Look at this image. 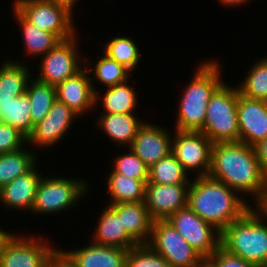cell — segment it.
I'll list each match as a JSON object with an SVG mask.
<instances>
[{
	"mask_svg": "<svg viewBox=\"0 0 267 267\" xmlns=\"http://www.w3.org/2000/svg\"><path fill=\"white\" fill-rule=\"evenodd\" d=\"M46 267H79L74 259L59 246L50 254Z\"/></svg>",
	"mask_w": 267,
	"mask_h": 267,
	"instance_id": "74e56055",
	"label": "cell"
},
{
	"mask_svg": "<svg viewBox=\"0 0 267 267\" xmlns=\"http://www.w3.org/2000/svg\"><path fill=\"white\" fill-rule=\"evenodd\" d=\"M108 205L121 217L122 227L138 244L149 242L154 220L144 201Z\"/></svg>",
	"mask_w": 267,
	"mask_h": 267,
	"instance_id": "7402d4cb",
	"label": "cell"
},
{
	"mask_svg": "<svg viewBox=\"0 0 267 267\" xmlns=\"http://www.w3.org/2000/svg\"><path fill=\"white\" fill-rule=\"evenodd\" d=\"M12 6L37 28L66 40L78 33L75 16L67 7L44 0H13ZM76 25V26H75Z\"/></svg>",
	"mask_w": 267,
	"mask_h": 267,
	"instance_id": "ba28073f",
	"label": "cell"
},
{
	"mask_svg": "<svg viewBox=\"0 0 267 267\" xmlns=\"http://www.w3.org/2000/svg\"><path fill=\"white\" fill-rule=\"evenodd\" d=\"M216 267H257L242 258L228 253L221 246L209 257Z\"/></svg>",
	"mask_w": 267,
	"mask_h": 267,
	"instance_id": "8d00e7d4",
	"label": "cell"
},
{
	"mask_svg": "<svg viewBox=\"0 0 267 267\" xmlns=\"http://www.w3.org/2000/svg\"><path fill=\"white\" fill-rule=\"evenodd\" d=\"M198 267H216V265L209 258H203L198 263Z\"/></svg>",
	"mask_w": 267,
	"mask_h": 267,
	"instance_id": "7bdbcfd3",
	"label": "cell"
},
{
	"mask_svg": "<svg viewBox=\"0 0 267 267\" xmlns=\"http://www.w3.org/2000/svg\"><path fill=\"white\" fill-rule=\"evenodd\" d=\"M199 64L177 104L174 130L201 131L210 97L224 82L219 60L204 59Z\"/></svg>",
	"mask_w": 267,
	"mask_h": 267,
	"instance_id": "3957f363",
	"label": "cell"
},
{
	"mask_svg": "<svg viewBox=\"0 0 267 267\" xmlns=\"http://www.w3.org/2000/svg\"><path fill=\"white\" fill-rule=\"evenodd\" d=\"M97 115L96 125L105 136H109L111 142L115 143L119 149L129 148L132 144L139 128L144 124L145 120L140 119L135 113L130 114H104ZM121 146V147H120ZM123 147V148H122Z\"/></svg>",
	"mask_w": 267,
	"mask_h": 267,
	"instance_id": "d6986e66",
	"label": "cell"
},
{
	"mask_svg": "<svg viewBox=\"0 0 267 267\" xmlns=\"http://www.w3.org/2000/svg\"><path fill=\"white\" fill-rule=\"evenodd\" d=\"M257 59L247 70L245 78L237 85L240 95L267 101V56Z\"/></svg>",
	"mask_w": 267,
	"mask_h": 267,
	"instance_id": "d6a6232c",
	"label": "cell"
},
{
	"mask_svg": "<svg viewBox=\"0 0 267 267\" xmlns=\"http://www.w3.org/2000/svg\"><path fill=\"white\" fill-rule=\"evenodd\" d=\"M191 178L176 157L170 153L148 168L147 183L190 184Z\"/></svg>",
	"mask_w": 267,
	"mask_h": 267,
	"instance_id": "1f68e13d",
	"label": "cell"
},
{
	"mask_svg": "<svg viewBox=\"0 0 267 267\" xmlns=\"http://www.w3.org/2000/svg\"><path fill=\"white\" fill-rule=\"evenodd\" d=\"M254 148L261 168L267 176V138L258 142Z\"/></svg>",
	"mask_w": 267,
	"mask_h": 267,
	"instance_id": "f35d334b",
	"label": "cell"
},
{
	"mask_svg": "<svg viewBox=\"0 0 267 267\" xmlns=\"http://www.w3.org/2000/svg\"><path fill=\"white\" fill-rule=\"evenodd\" d=\"M190 184L147 183L145 205L153 220H167L174 212L187 206Z\"/></svg>",
	"mask_w": 267,
	"mask_h": 267,
	"instance_id": "9a60e30c",
	"label": "cell"
},
{
	"mask_svg": "<svg viewBox=\"0 0 267 267\" xmlns=\"http://www.w3.org/2000/svg\"><path fill=\"white\" fill-rule=\"evenodd\" d=\"M79 32L73 37L60 41L55 47L40 57L34 78L42 83L57 86L74 76L85 66V57L79 46ZM82 55V56H81Z\"/></svg>",
	"mask_w": 267,
	"mask_h": 267,
	"instance_id": "9c48e42d",
	"label": "cell"
},
{
	"mask_svg": "<svg viewBox=\"0 0 267 267\" xmlns=\"http://www.w3.org/2000/svg\"><path fill=\"white\" fill-rule=\"evenodd\" d=\"M102 46V54L104 53L119 64H122L132 73L137 70L139 63L141 62L140 58L142 57L139 45H137L132 37L114 35Z\"/></svg>",
	"mask_w": 267,
	"mask_h": 267,
	"instance_id": "f546056e",
	"label": "cell"
},
{
	"mask_svg": "<svg viewBox=\"0 0 267 267\" xmlns=\"http://www.w3.org/2000/svg\"><path fill=\"white\" fill-rule=\"evenodd\" d=\"M208 176L224 182L245 200L249 196L254 206L262 200L267 187V176L254 146L240 141L213 143Z\"/></svg>",
	"mask_w": 267,
	"mask_h": 267,
	"instance_id": "6da1fadb",
	"label": "cell"
},
{
	"mask_svg": "<svg viewBox=\"0 0 267 267\" xmlns=\"http://www.w3.org/2000/svg\"><path fill=\"white\" fill-rule=\"evenodd\" d=\"M55 88L57 100L65 103L79 116L95 110V92L85 66Z\"/></svg>",
	"mask_w": 267,
	"mask_h": 267,
	"instance_id": "e0dca14e",
	"label": "cell"
},
{
	"mask_svg": "<svg viewBox=\"0 0 267 267\" xmlns=\"http://www.w3.org/2000/svg\"><path fill=\"white\" fill-rule=\"evenodd\" d=\"M125 149L124 154L114 157L111 170L132 179L148 180V167L130 148Z\"/></svg>",
	"mask_w": 267,
	"mask_h": 267,
	"instance_id": "836d02e7",
	"label": "cell"
},
{
	"mask_svg": "<svg viewBox=\"0 0 267 267\" xmlns=\"http://www.w3.org/2000/svg\"><path fill=\"white\" fill-rule=\"evenodd\" d=\"M130 80L131 78L123 83L104 88L106 89L103 92L104 94L100 93L101 90L95 92V109L102 106V113L104 114L135 113L139 104L138 94L135 91V88L132 87V85H129L130 83H128V81L130 82Z\"/></svg>",
	"mask_w": 267,
	"mask_h": 267,
	"instance_id": "cb8c5ba5",
	"label": "cell"
},
{
	"mask_svg": "<svg viewBox=\"0 0 267 267\" xmlns=\"http://www.w3.org/2000/svg\"><path fill=\"white\" fill-rule=\"evenodd\" d=\"M9 231L10 230H6L5 228L4 229L0 228V242L9 233Z\"/></svg>",
	"mask_w": 267,
	"mask_h": 267,
	"instance_id": "ee69618b",
	"label": "cell"
},
{
	"mask_svg": "<svg viewBox=\"0 0 267 267\" xmlns=\"http://www.w3.org/2000/svg\"><path fill=\"white\" fill-rule=\"evenodd\" d=\"M240 142L255 146L267 138V101L238 96Z\"/></svg>",
	"mask_w": 267,
	"mask_h": 267,
	"instance_id": "2e32d148",
	"label": "cell"
},
{
	"mask_svg": "<svg viewBox=\"0 0 267 267\" xmlns=\"http://www.w3.org/2000/svg\"><path fill=\"white\" fill-rule=\"evenodd\" d=\"M23 147L20 150L0 154V189L18 176L30 171L41 159L33 148ZM36 153V154H35Z\"/></svg>",
	"mask_w": 267,
	"mask_h": 267,
	"instance_id": "83f0119b",
	"label": "cell"
},
{
	"mask_svg": "<svg viewBox=\"0 0 267 267\" xmlns=\"http://www.w3.org/2000/svg\"><path fill=\"white\" fill-rule=\"evenodd\" d=\"M227 83L224 81L211 95L200 131L213 143L240 141L237 116L239 91L237 86Z\"/></svg>",
	"mask_w": 267,
	"mask_h": 267,
	"instance_id": "8992f818",
	"label": "cell"
},
{
	"mask_svg": "<svg viewBox=\"0 0 267 267\" xmlns=\"http://www.w3.org/2000/svg\"><path fill=\"white\" fill-rule=\"evenodd\" d=\"M77 117L80 118L70 107L56 100L48 114L34 126L32 133L27 137L28 146L43 150L56 147L55 144L61 143L65 139L64 136L69 134Z\"/></svg>",
	"mask_w": 267,
	"mask_h": 267,
	"instance_id": "4fadbf2b",
	"label": "cell"
},
{
	"mask_svg": "<svg viewBox=\"0 0 267 267\" xmlns=\"http://www.w3.org/2000/svg\"><path fill=\"white\" fill-rule=\"evenodd\" d=\"M159 125L145 121L129 147L148 168L171 153L173 133Z\"/></svg>",
	"mask_w": 267,
	"mask_h": 267,
	"instance_id": "5bb4252c",
	"label": "cell"
},
{
	"mask_svg": "<svg viewBox=\"0 0 267 267\" xmlns=\"http://www.w3.org/2000/svg\"><path fill=\"white\" fill-rule=\"evenodd\" d=\"M85 245V246H84ZM79 267H125L127 251L119 247L84 243L77 249L65 250Z\"/></svg>",
	"mask_w": 267,
	"mask_h": 267,
	"instance_id": "44dd1931",
	"label": "cell"
},
{
	"mask_svg": "<svg viewBox=\"0 0 267 267\" xmlns=\"http://www.w3.org/2000/svg\"><path fill=\"white\" fill-rule=\"evenodd\" d=\"M255 207H257L267 218V187L262 200Z\"/></svg>",
	"mask_w": 267,
	"mask_h": 267,
	"instance_id": "b9f144b4",
	"label": "cell"
},
{
	"mask_svg": "<svg viewBox=\"0 0 267 267\" xmlns=\"http://www.w3.org/2000/svg\"><path fill=\"white\" fill-rule=\"evenodd\" d=\"M51 3L61 4L65 7H67L69 10H71L74 13V7L77 5V1L79 0H44Z\"/></svg>",
	"mask_w": 267,
	"mask_h": 267,
	"instance_id": "ab89813d",
	"label": "cell"
},
{
	"mask_svg": "<svg viewBox=\"0 0 267 267\" xmlns=\"http://www.w3.org/2000/svg\"><path fill=\"white\" fill-rule=\"evenodd\" d=\"M125 267H171L168 261L148 244H137L127 251Z\"/></svg>",
	"mask_w": 267,
	"mask_h": 267,
	"instance_id": "e575fe53",
	"label": "cell"
},
{
	"mask_svg": "<svg viewBox=\"0 0 267 267\" xmlns=\"http://www.w3.org/2000/svg\"><path fill=\"white\" fill-rule=\"evenodd\" d=\"M267 218L252 206L222 232L220 246L257 267L267 265Z\"/></svg>",
	"mask_w": 267,
	"mask_h": 267,
	"instance_id": "277c9868",
	"label": "cell"
},
{
	"mask_svg": "<svg viewBox=\"0 0 267 267\" xmlns=\"http://www.w3.org/2000/svg\"><path fill=\"white\" fill-rule=\"evenodd\" d=\"M9 233L0 242V267H46L54 251L45 235Z\"/></svg>",
	"mask_w": 267,
	"mask_h": 267,
	"instance_id": "52a82bcc",
	"label": "cell"
},
{
	"mask_svg": "<svg viewBox=\"0 0 267 267\" xmlns=\"http://www.w3.org/2000/svg\"><path fill=\"white\" fill-rule=\"evenodd\" d=\"M17 58L18 56L15 59L8 57L0 63V100H13L24 94L32 78L31 67L24 58Z\"/></svg>",
	"mask_w": 267,
	"mask_h": 267,
	"instance_id": "603a6c76",
	"label": "cell"
},
{
	"mask_svg": "<svg viewBox=\"0 0 267 267\" xmlns=\"http://www.w3.org/2000/svg\"><path fill=\"white\" fill-rule=\"evenodd\" d=\"M27 145V137L18 129L0 122V154L22 149Z\"/></svg>",
	"mask_w": 267,
	"mask_h": 267,
	"instance_id": "d590c367",
	"label": "cell"
},
{
	"mask_svg": "<svg viewBox=\"0 0 267 267\" xmlns=\"http://www.w3.org/2000/svg\"><path fill=\"white\" fill-rule=\"evenodd\" d=\"M167 221L203 258H209L220 247L221 232L188 205L174 212Z\"/></svg>",
	"mask_w": 267,
	"mask_h": 267,
	"instance_id": "7c38bea8",
	"label": "cell"
},
{
	"mask_svg": "<svg viewBox=\"0 0 267 267\" xmlns=\"http://www.w3.org/2000/svg\"><path fill=\"white\" fill-rule=\"evenodd\" d=\"M96 228L91 232V241L104 246L129 250L138 243L122 227L121 217L107 204L98 216Z\"/></svg>",
	"mask_w": 267,
	"mask_h": 267,
	"instance_id": "ffe728a7",
	"label": "cell"
},
{
	"mask_svg": "<svg viewBox=\"0 0 267 267\" xmlns=\"http://www.w3.org/2000/svg\"><path fill=\"white\" fill-rule=\"evenodd\" d=\"M26 93L31 102V122L35 126L48 114L51 106L57 100L56 88L42 83L32 76L27 84Z\"/></svg>",
	"mask_w": 267,
	"mask_h": 267,
	"instance_id": "4dcf8cb0",
	"label": "cell"
},
{
	"mask_svg": "<svg viewBox=\"0 0 267 267\" xmlns=\"http://www.w3.org/2000/svg\"><path fill=\"white\" fill-rule=\"evenodd\" d=\"M38 164L0 189V206L9 211L20 210L31 214L37 187L43 176Z\"/></svg>",
	"mask_w": 267,
	"mask_h": 267,
	"instance_id": "ac0fdd59",
	"label": "cell"
},
{
	"mask_svg": "<svg viewBox=\"0 0 267 267\" xmlns=\"http://www.w3.org/2000/svg\"><path fill=\"white\" fill-rule=\"evenodd\" d=\"M147 244L162 255L171 267H193L203 259L167 220L153 221Z\"/></svg>",
	"mask_w": 267,
	"mask_h": 267,
	"instance_id": "8fae6325",
	"label": "cell"
},
{
	"mask_svg": "<svg viewBox=\"0 0 267 267\" xmlns=\"http://www.w3.org/2000/svg\"><path fill=\"white\" fill-rule=\"evenodd\" d=\"M173 133L171 153L183 169L191 177L208 176L213 142L200 131L173 129Z\"/></svg>",
	"mask_w": 267,
	"mask_h": 267,
	"instance_id": "30bf717a",
	"label": "cell"
},
{
	"mask_svg": "<svg viewBox=\"0 0 267 267\" xmlns=\"http://www.w3.org/2000/svg\"><path fill=\"white\" fill-rule=\"evenodd\" d=\"M107 192L110 198L108 204L145 201L146 184L148 180H137L108 171Z\"/></svg>",
	"mask_w": 267,
	"mask_h": 267,
	"instance_id": "484cf974",
	"label": "cell"
},
{
	"mask_svg": "<svg viewBox=\"0 0 267 267\" xmlns=\"http://www.w3.org/2000/svg\"><path fill=\"white\" fill-rule=\"evenodd\" d=\"M12 12L25 45L24 57L40 58L62 41L56 34L41 30L28 22L13 6Z\"/></svg>",
	"mask_w": 267,
	"mask_h": 267,
	"instance_id": "d4e9b609",
	"label": "cell"
},
{
	"mask_svg": "<svg viewBox=\"0 0 267 267\" xmlns=\"http://www.w3.org/2000/svg\"><path fill=\"white\" fill-rule=\"evenodd\" d=\"M30 106L31 102L26 92L14 97L13 100H0V122L18 129L28 137L34 129Z\"/></svg>",
	"mask_w": 267,
	"mask_h": 267,
	"instance_id": "f1b7e54d",
	"label": "cell"
},
{
	"mask_svg": "<svg viewBox=\"0 0 267 267\" xmlns=\"http://www.w3.org/2000/svg\"><path fill=\"white\" fill-rule=\"evenodd\" d=\"M221 5L226 7H237L240 5L249 4V2H252L253 0H217Z\"/></svg>",
	"mask_w": 267,
	"mask_h": 267,
	"instance_id": "60d3db41",
	"label": "cell"
},
{
	"mask_svg": "<svg viewBox=\"0 0 267 267\" xmlns=\"http://www.w3.org/2000/svg\"><path fill=\"white\" fill-rule=\"evenodd\" d=\"M80 178L43 175L37 187L31 214L55 216L78 206L79 201L91 191V186H88L90 182Z\"/></svg>",
	"mask_w": 267,
	"mask_h": 267,
	"instance_id": "5b68a950",
	"label": "cell"
},
{
	"mask_svg": "<svg viewBox=\"0 0 267 267\" xmlns=\"http://www.w3.org/2000/svg\"><path fill=\"white\" fill-rule=\"evenodd\" d=\"M250 202L224 182L210 176L191 178L188 207L220 232L233 221L240 219L253 206Z\"/></svg>",
	"mask_w": 267,
	"mask_h": 267,
	"instance_id": "7a4b0ae2",
	"label": "cell"
},
{
	"mask_svg": "<svg viewBox=\"0 0 267 267\" xmlns=\"http://www.w3.org/2000/svg\"><path fill=\"white\" fill-rule=\"evenodd\" d=\"M89 59L91 60L90 57H85V67L89 71L94 92L98 90L96 89L97 86H95L97 81L104 88H108L123 83L131 77L130 75L132 72L129 69L105 54L98 58V60L95 61L96 63L91 60L90 64L88 62Z\"/></svg>",
	"mask_w": 267,
	"mask_h": 267,
	"instance_id": "4316f807",
	"label": "cell"
}]
</instances>
